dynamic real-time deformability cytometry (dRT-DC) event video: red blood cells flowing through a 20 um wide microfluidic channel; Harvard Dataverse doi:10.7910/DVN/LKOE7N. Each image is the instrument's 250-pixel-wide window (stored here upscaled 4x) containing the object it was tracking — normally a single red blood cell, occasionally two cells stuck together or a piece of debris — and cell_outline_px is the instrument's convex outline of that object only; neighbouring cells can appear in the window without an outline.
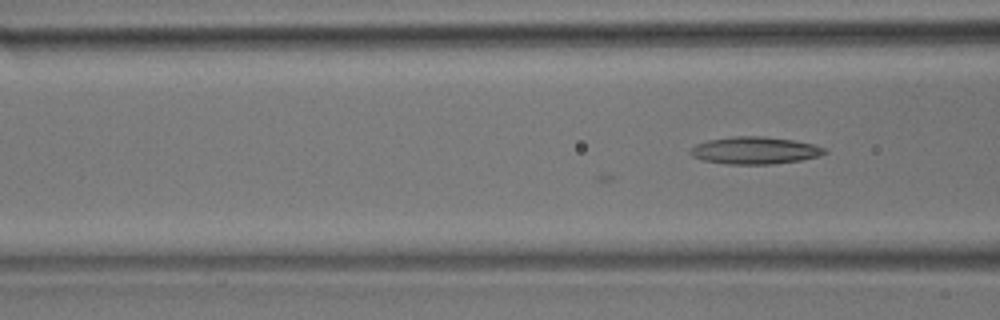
{"species": "common noctule bat (a hibernating species)", "species_latin": "Nyctalus noctula", "temperature_condition": "room temperature", "stored_images_in_passage": 34, "camera_frame_rate_fps": 3000, "um_per_image_px": 0.085, "animal": {"sex": "male", "body_mass_g": 17.9}, "frame": {"image": 1, "passage_image": 3, "time_ms": 0.667, "image_size_px": [1000, 320], "cell_outline_px": [[828, 152], [820, 156], [800, 160], [772, 164], [724, 164], [704, 160], [692, 156], [688, 152], [696, 144], [708, 140], [732, 136], [764, 136], [792, 140], [812, 144], [824, 148]], "centroid_in_image_um": [64.14, 12.79], "position_along_channel_um": 102.5, "area_um2": 21.27}}
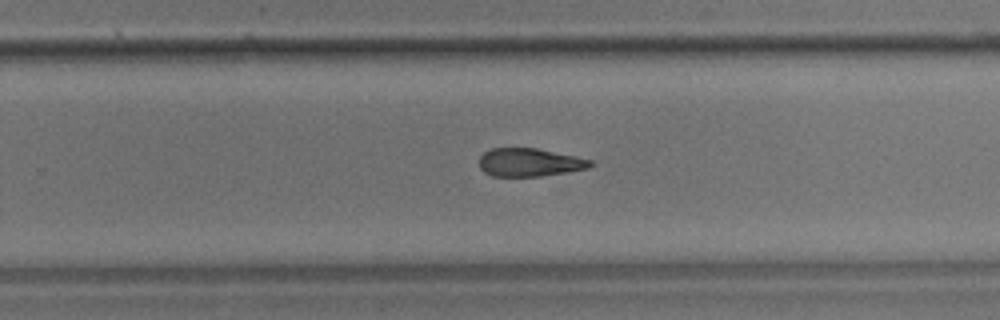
{"frame": {"image": 2, "passage_image": 15, "time_ms": 4.667, "image_size_px": [1000, 320], "cell_outline_px": [[592, 164], [588, 168], [568, 172], [540, 176], [492, 176], [484, 172], [480, 168], [480, 156], [484, 152], [492, 148], [536, 148], [576, 156], [592, 160]], "centroid_in_image_um": [45.0, 13.8], "position_along_channel_um": 284.8, "area_um2": 18.21}}
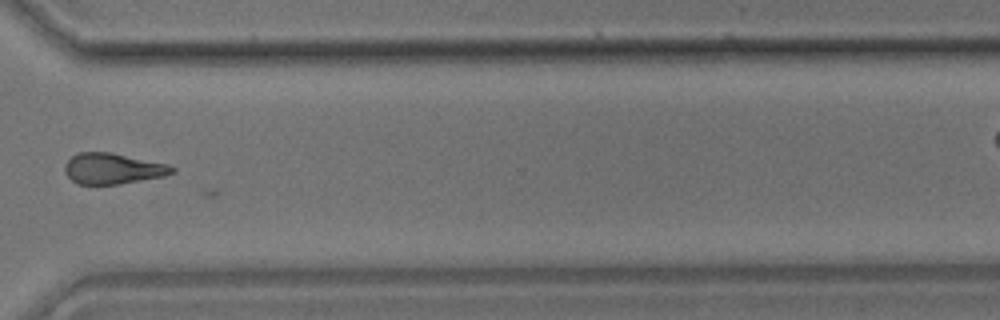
{"frame": {"image": 3, "passage_image": 20, "time_ms": 6.333, "image_size_px": [1000, 320], "cell_outline_px": [[176, 172], [164, 176], [120, 184], [76, 184], [64, 172], [64, 164], [72, 156], [80, 152], [112, 152], [168, 164], [176, 168]], "centroid_in_image_um": [9.6, 14.33], "position_along_channel_um": 361.0, "area_um2": 19.42}}